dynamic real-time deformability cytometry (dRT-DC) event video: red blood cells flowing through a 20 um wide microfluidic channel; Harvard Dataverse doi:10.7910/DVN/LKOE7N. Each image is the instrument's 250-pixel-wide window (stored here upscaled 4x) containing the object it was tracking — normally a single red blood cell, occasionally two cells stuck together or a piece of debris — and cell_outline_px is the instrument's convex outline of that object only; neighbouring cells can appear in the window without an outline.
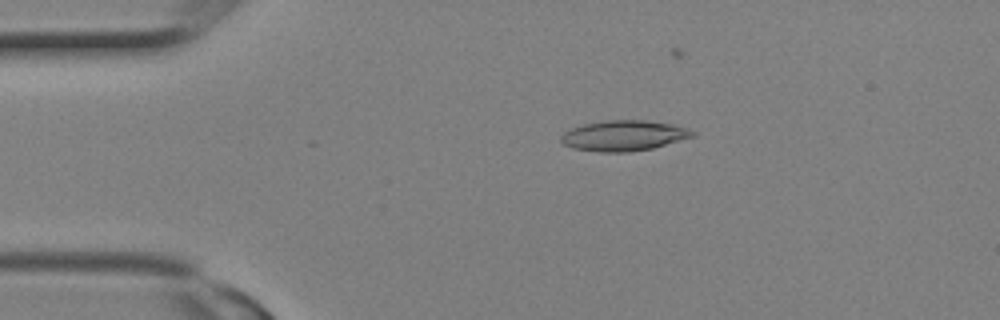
{"species": "Egyptian fruit bat (a non-hibernating species)", "species_latin": "Rousettus aegyptiacus", "temperature_condition": "room temperature", "stored_images_in_passage": 3, "camera_frame_rate_fps": 3000, "um_per_image_px": 0.085, "animal": {"sex": "female"}, "frame": {"image": 1, "passage_image": 3, "time_ms": 0.667, "image_size_px": [1000, 320], "cell_outline_px": [[696, 136], [652, 148], [628, 152], [600, 152], [572, 148], [564, 144], [560, 140], [560, 136], [564, 132], [572, 128], [584, 124], [604, 120], [644, 120], [672, 124], [688, 128], [696, 132]], "centroid_in_image_um": [53.03, 11.53], "position_along_channel_um": 32.0, "area_um2": 23.41}}